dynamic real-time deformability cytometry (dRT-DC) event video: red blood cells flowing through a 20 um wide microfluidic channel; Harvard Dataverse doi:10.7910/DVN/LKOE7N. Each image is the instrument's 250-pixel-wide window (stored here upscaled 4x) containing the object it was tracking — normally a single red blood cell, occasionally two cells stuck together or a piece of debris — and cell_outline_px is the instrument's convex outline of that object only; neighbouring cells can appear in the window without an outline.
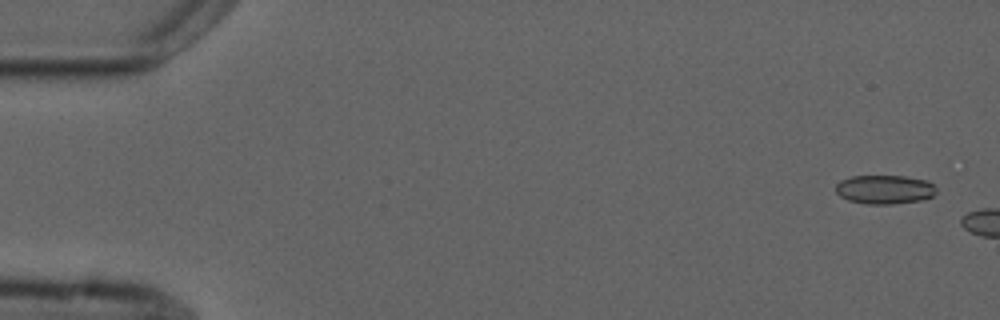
{"species": "common noctule bat (a hibernating species)", "species_latin": "Nyctalus noctula", "temperature_condition": "cold", "stored_images_in_passage": 2, "camera_frame_rate_fps": 3000, "um_per_image_px": 0.085, "animal": {"sex": "male", "forearm_length_mm": 52.5}, "frame": {"image": 1, "passage_image": 1, "time_ms": 0.0, "image_size_px": [1000, 320], "cell_outline_px": [[936, 192], [932, 196], [924, 200], [892, 204], [868, 204], [848, 200], [840, 196], [836, 192], [836, 184], [840, 180], [852, 176], [904, 176], [928, 180], [936, 188]], "centroid_in_image_um": [75.2, 16.1], "position_along_channel_um": 9.8, "area_um2": 17.05}}